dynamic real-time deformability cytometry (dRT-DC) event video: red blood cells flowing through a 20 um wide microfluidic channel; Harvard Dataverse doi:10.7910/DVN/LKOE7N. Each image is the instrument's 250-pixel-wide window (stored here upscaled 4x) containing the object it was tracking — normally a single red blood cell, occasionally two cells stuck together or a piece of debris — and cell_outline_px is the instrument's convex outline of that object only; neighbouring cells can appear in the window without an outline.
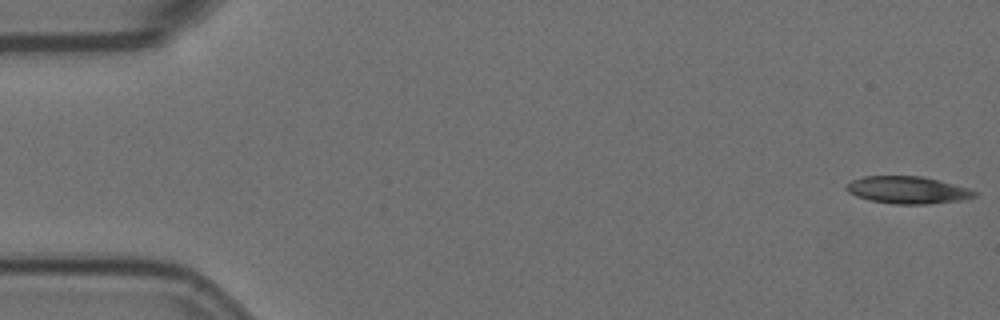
{"species": "Egyptian fruit bat (a non-hibernating species)", "species_latin": "Rousettus aegyptiacus", "temperature_condition": "room temperature", "stored_images_in_passage": 8, "camera_frame_rate_fps": 3000, "um_per_image_px": 0.085, "animal": {"sex": "female"}, "frame": {"image": 1, "passage_image": 1, "time_ms": 0.0, "image_size_px": [1000, 320], "cell_outline_px": [[976, 196], [960, 200], [928, 204], [892, 204], [868, 200], [856, 196], [848, 192], [844, 188], [852, 180], [864, 176], [924, 176], [968, 188], [976, 192]], "centroid_in_image_um": [77.11, 16.15], "position_along_channel_um": 7.9, "area_um2": 20.35}}
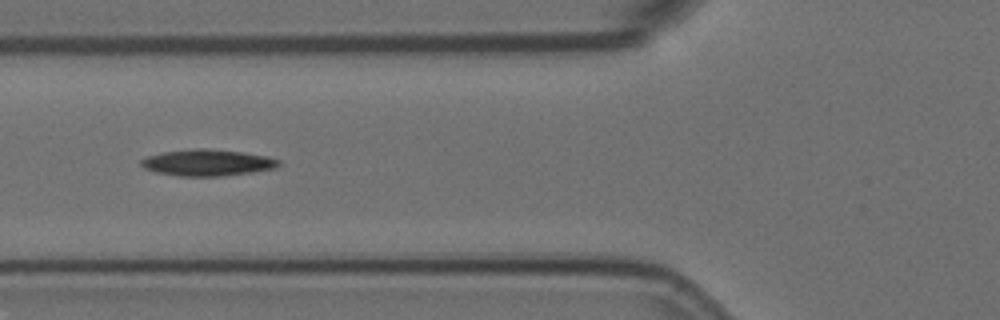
{"frame": {"image": 2, "passage_image": 7, "time_ms": 2.0, "image_size_px": [1000, 320], "cell_outline_px": [[280, 164], [276, 168], [252, 172], [220, 176], [180, 176], [156, 172], [144, 168], [140, 164], [140, 160], [148, 156], [164, 152], [196, 148], [204, 148], [240, 152], [268, 156], [280, 160]], "centroid_in_image_um": [17.64, 13.83], "position_along_channel_um": 108.2, "area_um2": 21.04}}
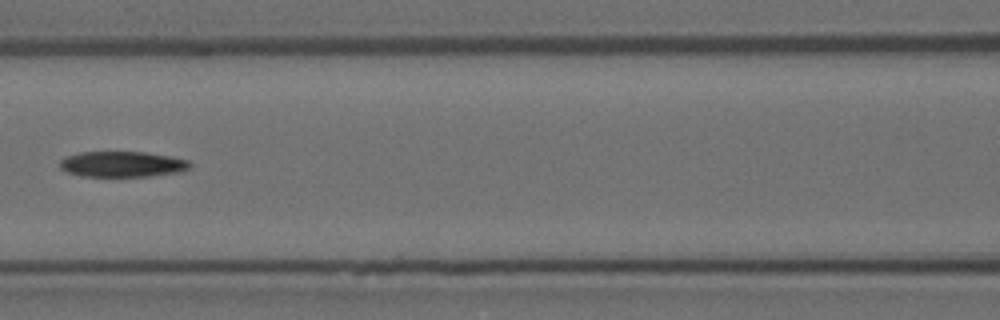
{"frame": {"image": 3, "passage_image": 8, "time_ms": 2.333, "image_size_px": [1000, 320], "cell_outline_px": [[192, 164], [188, 168], [180, 172], [148, 176], [80, 176], [68, 172], [60, 168], [60, 160], [68, 156], [80, 152], [144, 152], [172, 156], [188, 160]], "centroid_in_image_um": [10.41, 13.95], "position_along_channel_um": 156.2, "area_um2": 19.36}}